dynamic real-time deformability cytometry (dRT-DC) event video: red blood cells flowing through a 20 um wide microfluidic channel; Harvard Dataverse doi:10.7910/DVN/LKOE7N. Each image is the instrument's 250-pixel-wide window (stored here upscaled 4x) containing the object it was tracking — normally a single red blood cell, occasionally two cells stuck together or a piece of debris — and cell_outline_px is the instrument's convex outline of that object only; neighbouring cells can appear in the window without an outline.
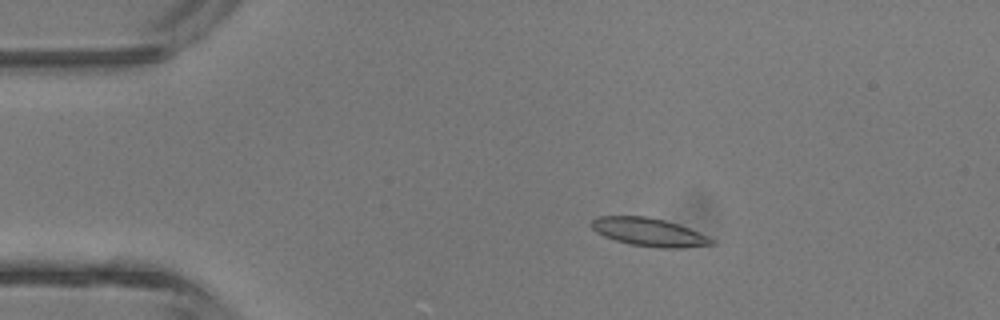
{"species": "common noctule bat (a hibernating species)", "species_latin": "Nyctalus noctula", "temperature_condition": "room temperature", "stored_images_in_passage": 4, "camera_frame_rate_fps": 3000, "um_per_image_px": 0.085, "animal": {"sex": "male", "body_mass_g": 13.3}, "frame": {"image": 1, "passage_image": 3, "time_ms": 2.333, "image_size_px": [1000, 320], "cell_outline_px": [[716, 244], [680, 248], [660, 248], [632, 244], [616, 240], [604, 236], [596, 232], [592, 228], [592, 220], [596, 216], [648, 216], [664, 220], [688, 228], [708, 236], [716, 240]], "centroid_in_image_um": [55.18, 19.73], "position_along_channel_um": 29.8, "area_um2": 19.59}}